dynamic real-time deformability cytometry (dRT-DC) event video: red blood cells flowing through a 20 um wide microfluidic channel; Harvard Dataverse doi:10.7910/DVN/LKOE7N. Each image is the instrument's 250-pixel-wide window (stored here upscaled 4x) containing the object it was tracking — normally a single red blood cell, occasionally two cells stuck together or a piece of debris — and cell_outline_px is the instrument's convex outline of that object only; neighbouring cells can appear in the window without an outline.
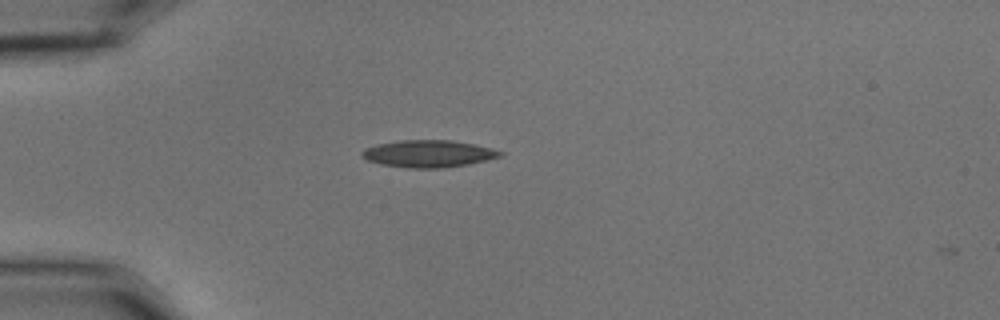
{"species": "common noctule bat (a hibernating species)", "species_latin": "Nyctalus noctula", "temperature_condition": "cold", "stored_images_in_passage": 2, "camera_frame_rate_fps": 3000, "um_per_image_px": 0.085, "animal": {"sex": "male", "body_mass_g": 15.6}, "frame": {"image": 1, "passage_image": 1, "time_ms": 0.0, "image_size_px": [1000, 320], "cell_outline_px": [[504, 156], [468, 164], [440, 168], [404, 168], [380, 164], [368, 160], [360, 156], [360, 152], [364, 148], [376, 144], [400, 140], [452, 140], [476, 144], [492, 148], [504, 152]], "centroid_in_image_um": [36.41, 13.06], "position_along_channel_um": 48.6, "area_um2": 22.14}}